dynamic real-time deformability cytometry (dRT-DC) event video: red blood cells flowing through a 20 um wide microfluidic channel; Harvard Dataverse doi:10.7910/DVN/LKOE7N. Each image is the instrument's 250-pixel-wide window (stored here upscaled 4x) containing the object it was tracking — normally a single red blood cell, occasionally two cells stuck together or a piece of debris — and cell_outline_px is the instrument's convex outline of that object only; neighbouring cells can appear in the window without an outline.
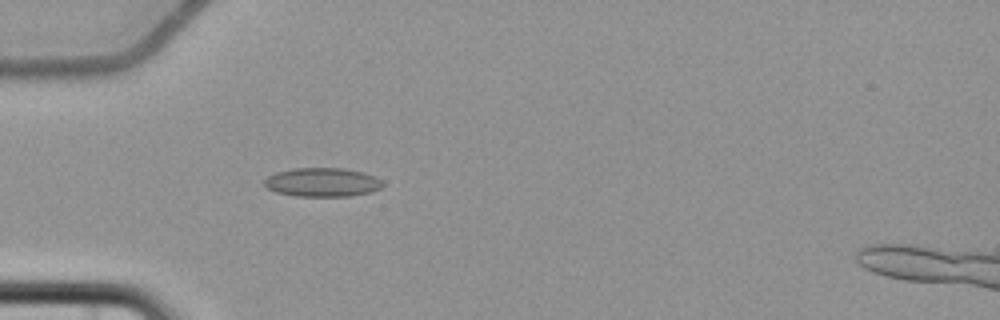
{"species": "common noctule bat (a hibernating species)", "species_latin": "Nyctalus noctula", "temperature_condition": "cold", "stored_images_in_passage": 5, "camera_frame_rate_fps": 3000, "um_per_image_px": 0.085, "animal": {"sex": "female", "body_mass_g": 22.7, "forearm_length_mm": 54.2}, "frame": {"image": 1, "passage_image": 5, "time_ms": 5.667, "image_size_px": [1000, 320], "cell_outline_px": [[384, 184], [380, 188], [372, 192], [352, 196], [296, 196], [276, 192], [268, 188], [264, 184], [264, 180], [268, 176], [276, 172], [292, 168], [344, 168], [364, 172], [380, 180]], "centroid_in_image_um": [27.4, 15.49], "position_along_channel_um": 57.6, "area_um2": 19.94}}